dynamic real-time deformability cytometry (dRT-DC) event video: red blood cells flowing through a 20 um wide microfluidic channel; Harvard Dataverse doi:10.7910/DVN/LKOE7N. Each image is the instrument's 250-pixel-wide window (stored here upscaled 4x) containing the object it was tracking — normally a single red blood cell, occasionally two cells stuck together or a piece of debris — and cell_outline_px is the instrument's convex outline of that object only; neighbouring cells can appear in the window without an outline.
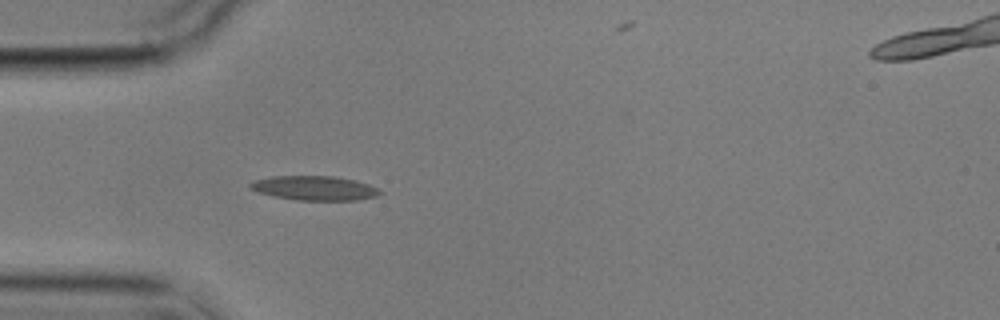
{"species": "common noctule bat (a hibernating species)", "species_latin": "Nyctalus noctula", "temperature_condition": "cold", "stored_images_in_passage": 5, "camera_frame_rate_fps": 3000, "um_per_image_px": 0.085, "animal": {"sex": "male", "body_mass_g": 17.9}, "frame": {"image": 1, "passage_image": 4, "time_ms": 3.667, "image_size_px": [1000, 320], "cell_outline_px": [[380, 192], [376, 196], [356, 200], [296, 200], [272, 196], [256, 192], [248, 188], [248, 184], [252, 180], [272, 176], [332, 176], [356, 180], [380, 188]], "centroid_in_image_um": [26.66, 15.98], "position_along_channel_um": 58.3, "area_um2": 18.61}}